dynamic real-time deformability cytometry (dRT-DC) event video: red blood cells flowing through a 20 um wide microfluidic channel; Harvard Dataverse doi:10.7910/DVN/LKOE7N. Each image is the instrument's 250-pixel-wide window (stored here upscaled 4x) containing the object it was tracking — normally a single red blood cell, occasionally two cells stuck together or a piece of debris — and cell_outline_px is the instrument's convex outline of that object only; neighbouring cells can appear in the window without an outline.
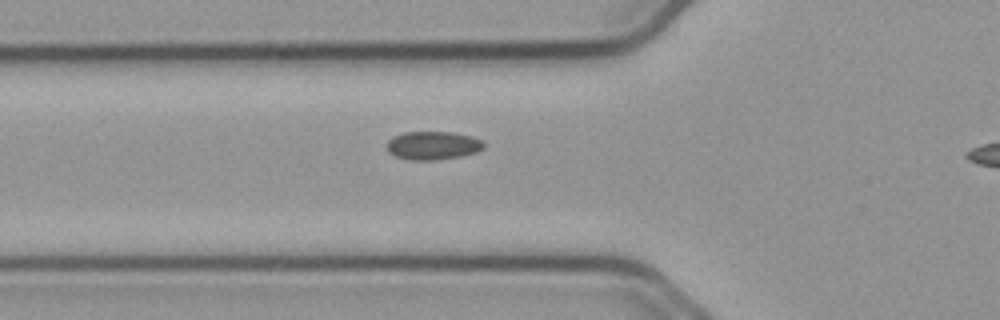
{"species": "common noctule bat (a hibernating species)", "species_latin": "Nyctalus noctula", "temperature_condition": "cold", "stored_images_in_passage": 31, "camera_frame_rate_fps": 3000, "um_per_image_px": 0.085, "animal": {"sex": "male", "body_mass_g": 23.1, "forearm_length_mm": 52.7}, "frame": {"image": 1, "passage_image": 2, "time_ms": 0.333, "image_size_px": [1000, 320], "cell_outline_px": [[484, 148], [476, 152], [460, 156], [436, 160], [412, 160], [396, 156], [388, 152], [388, 140], [392, 136], [404, 132], [452, 132], [472, 136], [484, 140]], "centroid_in_image_um": [36.82, 12.35], "position_along_channel_um": 89.0, "area_um2": 16.07}}
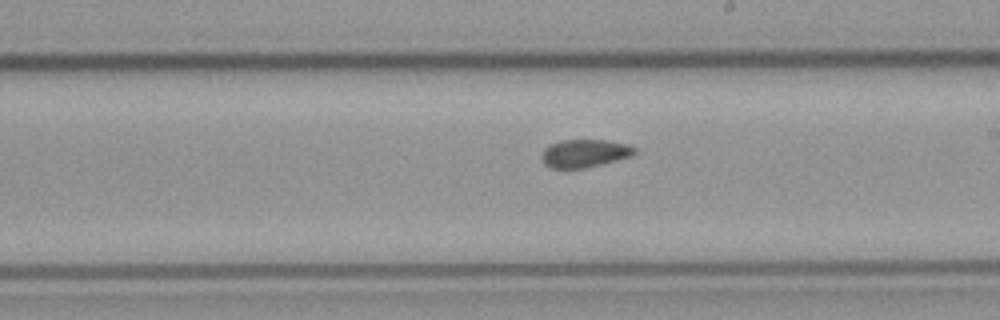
{"frame": {"image": 2, "passage_image": 14, "time_ms": 4.333, "image_size_px": [1000, 320], "cell_outline_px": [[636, 152], [628, 156], [600, 164], [584, 168], [552, 168], [544, 164], [540, 156], [544, 148], [560, 140], [608, 140], [628, 144], [636, 148]], "centroid_in_image_um": [49.65, 13.02], "position_along_channel_um": 239.4, "area_um2": 14.97}}
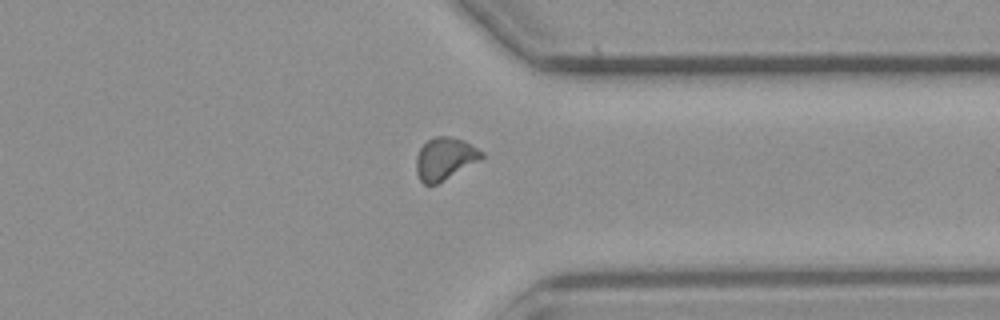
{"frame": {"image": 3, "passage_image": 25, "time_ms": 8.0, "image_size_px": [1000, 320], "cell_outline_px": [[484, 156], [480, 160], [436, 184], [424, 184], [420, 180], [416, 172], [416, 156], [420, 148], [428, 140], [436, 136], [448, 136], [464, 140], [484, 152]], "centroid_in_image_um": [37.81, 13.47], "position_along_channel_um": 373.6, "area_um2": 16.01}}